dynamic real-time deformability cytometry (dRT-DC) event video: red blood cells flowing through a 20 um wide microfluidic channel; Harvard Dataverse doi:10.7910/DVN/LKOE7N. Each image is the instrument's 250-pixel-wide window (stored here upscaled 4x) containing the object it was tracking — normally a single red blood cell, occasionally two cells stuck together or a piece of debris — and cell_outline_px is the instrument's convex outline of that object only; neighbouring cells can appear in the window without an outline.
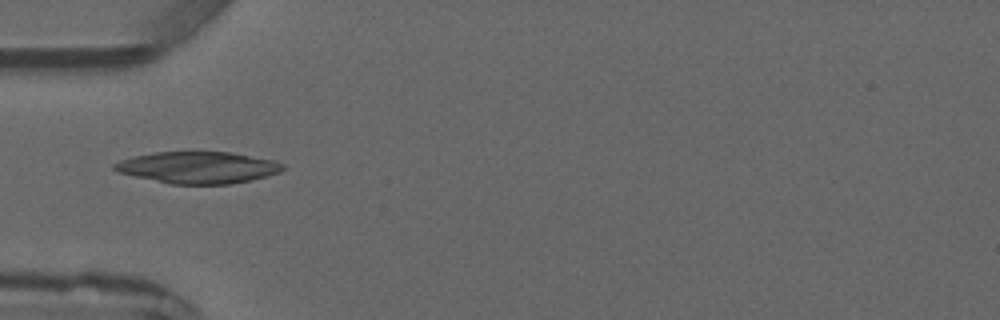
{"species": "common noctule bat (a hibernating species)", "species_latin": "Nyctalus noctula", "temperature_condition": "warm", "stored_images_in_passage": 5, "camera_frame_rate_fps": 3000, "um_per_image_px": 0.085, "animal": {"sex": "male", "forearm_length_mm": 52.5}, "frame": {"image": 1, "passage_image": 5, "time_ms": 4.667, "image_size_px": [1000, 320], "cell_outline_px": [[288, 168], [280, 172], [252, 180], [228, 184], [172, 184], [136, 176], [120, 172], [112, 168], [112, 164], [120, 160], [132, 156], [156, 152], [228, 152], [272, 160], [284, 164]], "centroid_in_image_um": [16.85, 14.23], "position_along_channel_um": 68.2, "area_um2": 30.92}}